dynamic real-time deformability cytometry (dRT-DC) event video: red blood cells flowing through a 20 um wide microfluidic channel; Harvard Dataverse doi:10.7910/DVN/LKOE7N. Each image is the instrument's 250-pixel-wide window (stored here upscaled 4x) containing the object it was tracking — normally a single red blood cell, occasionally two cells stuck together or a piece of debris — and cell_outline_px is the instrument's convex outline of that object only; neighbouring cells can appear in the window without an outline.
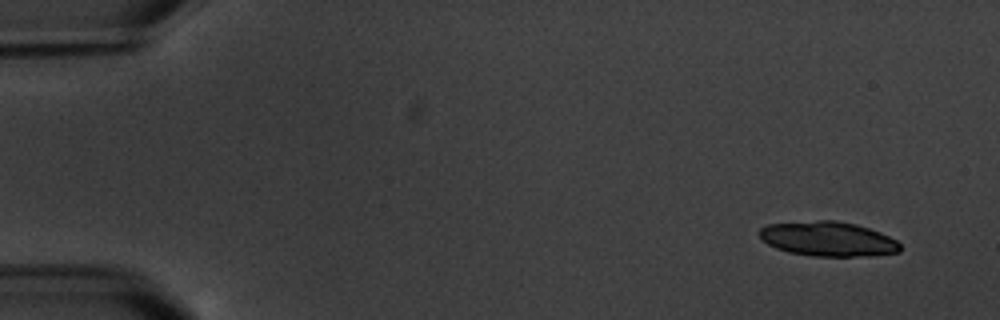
{"species": "common noctule bat (a hibernating species)", "species_latin": "Nyctalus noctula", "temperature_condition": "warm", "stored_images_in_passage": 5, "camera_frame_rate_fps": 3000, "um_per_image_px": 0.085, "animal": {"sex": "male", "body_mass_g": 20.1, "forearm_length_mm": 53.5}, "frame": {"image": 1, "passage_image": 1, "time_ms": 0.0, "image_size_px": [1000, 320], "cell_outline_px": [[900, 252], [872, 256], [812, 256], [788, 252], [776, 248], [768, 244], [760, 236], [760, 228], [764, 224], [816, 220], [836, 220], [856, 224], [880, 232], [896, 240], [900, 244]], "centroid_in_image_um": [70.38, 20.3], "position_along_channel_um": 14.6, "area_um2": 28.55}}